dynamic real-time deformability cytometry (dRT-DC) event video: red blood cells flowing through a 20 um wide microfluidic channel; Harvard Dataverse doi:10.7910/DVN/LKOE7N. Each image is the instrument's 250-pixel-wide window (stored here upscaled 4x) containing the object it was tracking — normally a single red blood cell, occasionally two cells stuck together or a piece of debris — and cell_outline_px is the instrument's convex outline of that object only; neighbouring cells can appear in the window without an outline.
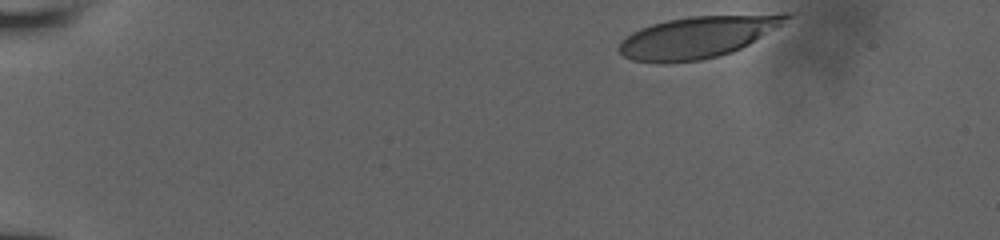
{"species": "human", "species_latin": "Homo sapiens", "temperature_condition": "room temperature", "stored_images_in_passage": 40, "camera_frame_rate_fps": 3000, "um_per_image_px": 0.085, "donor": {"sex": "male"}, "frame": {"image": 1, "passage_image": 1, "time_ms": 0.0, "image_size_px": [1000, 240], "cell_outline_px": [[796, 16], [784, 24], [748, 44], [732, 52], [700, 60], [660, 64], [632, 60], [624, 56], [616, 48], [632, 32], [640, 28], [652, 24], [668, 20], [688, 16], [780, 12], [796, 12]], "centroid_in_image_um": [59.41, 3.11], "position_along_channel_um": 25.6, "area_um2": 41.44}}
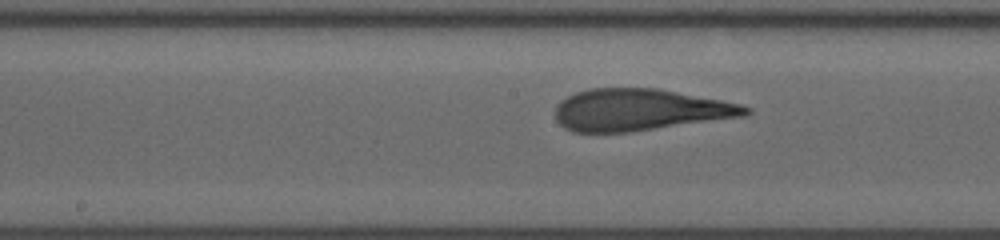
{"frame": {"image": 2, "passage_image": 23, "time_ms": 7.333, "image_size_px": [1000, 240], "cell_outline_px": [[752, 112], [744, 116], [628, 132], [572, 132], [564, 128], [556, 120], [556, 104], [560, 100], [576, 92], [592, 88], [656, 88], [720, 100], [740, 104], [752, 108]], "centroid_in_image_um": [54.35, 9.33], "position_along_channel_um": 193.9, "area_um2": 46.07}}
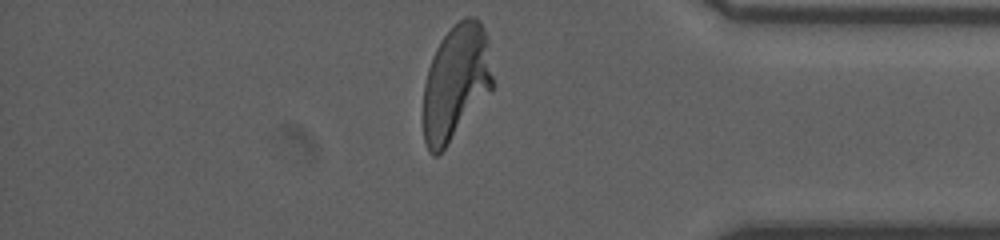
{"frame": {"image": 3, "passage_image": 40, "time_ms": 13.0, "image_size_px": [1000, 240], "cell_outline_px": [[492, 88], [444, 148], [436, 156], [432, 156], [428, 152], [424, 140], [424, 84], [428, 68], [432, 56], [440, 40], [464, 16], [476, 16], [480, 20], [484, 28], [488, 40], [492, 76]], "centroid_in_image_um": [38.73, 6.96], "position_along_channel_um": 396.5, "area_um2": 46.01}, "authors_computed_cell_mechanics": {"area_um2": 46.0666, "velocity_mm_per_s": 3.9037, "shape_relaxation_time_tau1_ms": 4.5015, "shape_relaxation_time_tau2_ms": 0.8126, "deformation_change_tau1": 0.2136, "deformation_change_tau2": 0.1007}}